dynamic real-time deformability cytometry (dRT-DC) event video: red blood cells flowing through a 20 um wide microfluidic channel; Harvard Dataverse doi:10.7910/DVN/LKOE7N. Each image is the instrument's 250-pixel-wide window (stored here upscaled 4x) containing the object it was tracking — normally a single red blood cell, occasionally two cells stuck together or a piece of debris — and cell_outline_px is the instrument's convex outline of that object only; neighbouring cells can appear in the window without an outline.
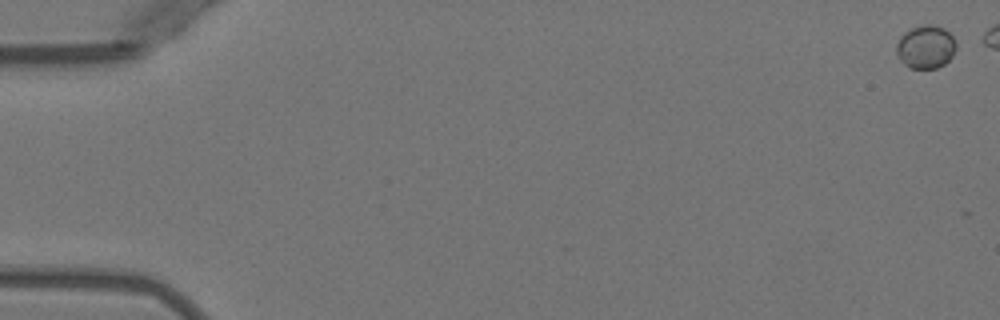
{"species": "Egyptian fruit bat (a non-hibernating species)", "species_latin": "Rousettus aegyptiacus", "temperature_condition": "warm", "stored_images_in_passage": 7, "camera_frame_rate_fps": 3000, "um_per_image_px": 0.085, "animal": {"sex": "female"}, "frame": {"image": 1, "passage_image": 1, "time_ms": 0.0, "image_size_px": [1000, 320], "cell_outline_px": [[956, 48], [952, 56], [944, 64], [936, 68], [908, 68], [900, 60], [896, 52], [896, 44], [900, 36], [904, 32], [912, 28], [924, 24], [932, 24], [944, 28], [956, 40]], "centroid_in_image_um": [78.67, 3.98], "position_along_channel_um": 6.3, "area_um2": 15.14}}
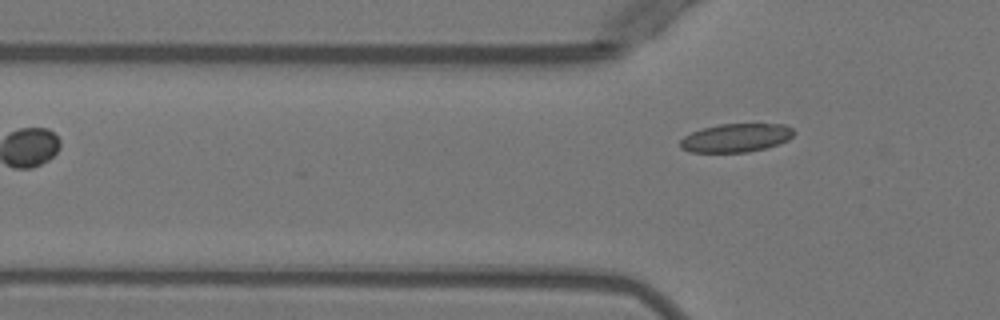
{"frame": {"image": 2, "passage_image": 7, "time_ms": 7.0, "image_size_px": [1000, 320], "cell_outline_px": [[796, 132], [788, 140], [780, 144], [748, 152], [688, 152], [680, 148], [680, 140], [684, 136], [692, 132], [704, 128], [720, 124], [784, 124], [792, 128]], "centroid_in_image_um": [62.57, 11.72], "position_along_channel_um": 63.2, "area_um2": 18.9}}